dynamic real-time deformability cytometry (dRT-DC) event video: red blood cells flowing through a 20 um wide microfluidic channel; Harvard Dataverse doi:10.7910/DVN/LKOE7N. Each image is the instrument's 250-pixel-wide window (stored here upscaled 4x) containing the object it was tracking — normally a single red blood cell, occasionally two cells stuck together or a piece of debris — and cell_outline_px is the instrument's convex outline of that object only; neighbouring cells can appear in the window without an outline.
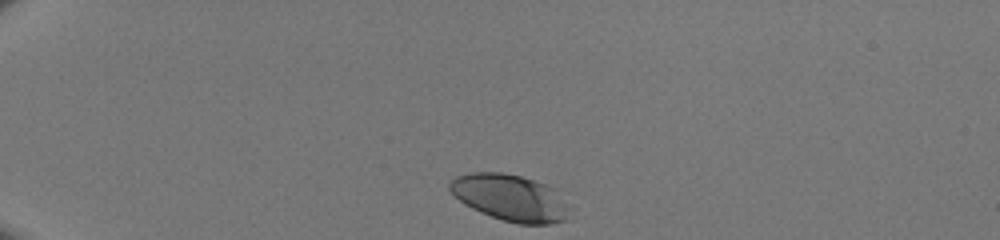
{"species": "human", "species_latin": "Homo sapiens", "temperature_condition": "room temperature", "stored_images_in_passage": 32, "camera_frame_rate_fps": 3000, "um_per_image_px": 0.085, "donor": {"sex": "male"}, "frame": {"image": 1, "passage_image": 1, "time_ms": 0.0, "image_size_px": [1000, 240], "cell_outline_px": [[564, 220], [552, 224], [516, 224], [480, 212], [464, 204], [448, 188], [448, 184], [456, 176], [472, 172], [504, 172], [520, 176], [556, 188], [564, 208]], "centroid_in_image_um": [43.28, 16.79], "position_along_channel_um": 41.7, "area_um2": 31.73}}
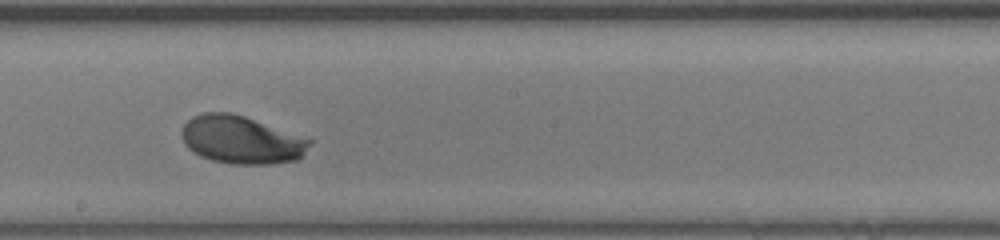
{"frame": {"image": 2, "passage_image": 19, "time_ms": 6.0, "image_size_px": [1000, 240], "cell_outline_px": [[312, 140], [304, 152], [296, 160], [268, 164], [232, 164], [212, 160], [200, 156], [188, 148], [184, 144], [180, 136], [180, 132], [184, 124], [192, 116], [200, 112], [232, 112], [244, 116]], "centroid_in_image_um": [20.43, 11.87], "position_along_channel_um": 227.8, "area_um2": 35.55}}
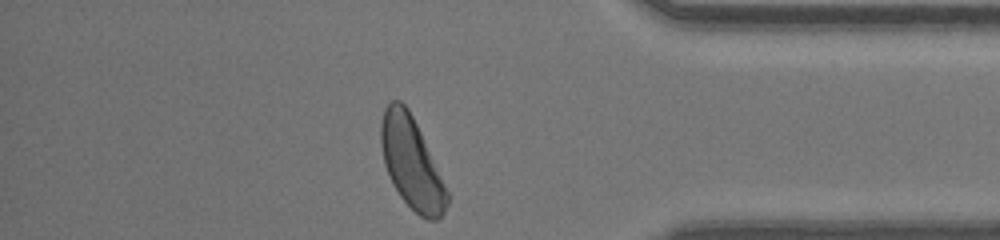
{"frame": {"image": 3, "passage_image": 32, "time_ms": 10.333, "image_size_px": [1000, 240], "cell_outline_px": [[452, 196], [444, 212], [436, 220], [428, 220], [420, 216], [400, 196], [392, 184], [384, 164], [380, 144], [380, 124], [384, 108], [392, 100], [400, 100], [408, 108]], "centroid_in_image_um": [34.99, 13.87], "position_along_channel_um": 400.2, "area_um2": 35.37}}